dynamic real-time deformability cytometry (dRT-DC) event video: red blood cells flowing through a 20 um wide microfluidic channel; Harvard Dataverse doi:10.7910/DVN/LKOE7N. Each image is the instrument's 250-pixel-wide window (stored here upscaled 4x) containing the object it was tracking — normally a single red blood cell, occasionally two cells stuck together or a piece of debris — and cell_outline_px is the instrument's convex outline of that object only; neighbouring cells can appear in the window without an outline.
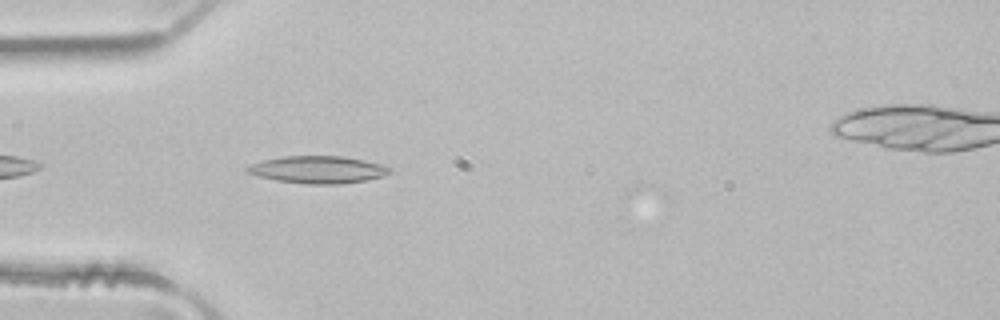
{"species": "common noctule bat (a hibernating species)", "species_latin": "Nyctalus noctula", "temperature_condition": "room temperature", "stored_images_in_passage": 3, "camera_frame_rate_fps": 3000, "um_per_image_px": 0.085, "animal": {"sex": "male", "body_mass_g": 21.5, "forearm_length_mm": 52.0}, "frame": {"image": 1, "passage_image": 2, "time_ms": 0.333, "image_size_px": [1000, 320], "cell_outline_px": [[392, 168], [384, 176], [364, 180], [340, 184], [308, 184], [276, 180], [244, 172], [244, 168], [260, 160], [284, 156], [344, 156], [364, 160], [380, 164]], "centroid_in_image_um": [26.98, 14.41], "position_along_channel_um": 58.0, "area_um2": 22.6}}